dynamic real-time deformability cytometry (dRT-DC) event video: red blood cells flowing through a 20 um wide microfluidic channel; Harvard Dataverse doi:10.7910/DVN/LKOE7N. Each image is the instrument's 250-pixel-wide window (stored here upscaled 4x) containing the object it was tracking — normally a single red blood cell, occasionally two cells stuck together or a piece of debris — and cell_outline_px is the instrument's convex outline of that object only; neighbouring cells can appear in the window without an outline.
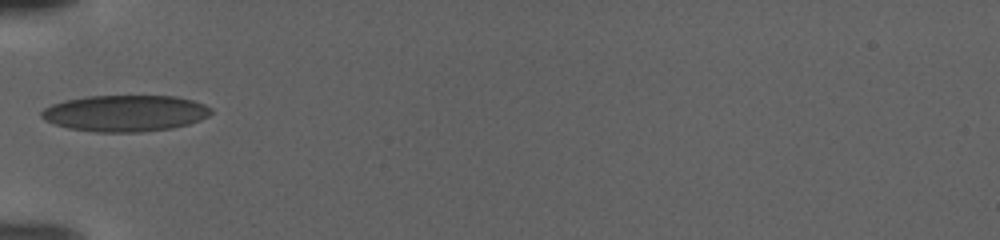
{"species": "human", "species_latin": "Homo sapiens", "temperature_condition": "warm", "stored_images_in_passage": 66, "camera_frame_rate_fps": 3000, "um_per_image_px": 0.085, "donor": {"sex": "female"}, "frame": {"image": 1, "passage_image": 1, "time_ms": 0.0, "image_size_px": [1000, 240], "cell_outline_px": [[212, 112], [208, 116], [200, 120], [188, 124], [172, 128], [140, 132], [96, 132], [68, 128], [44, 120], [40, 116], [40, 112], [44, 108], [52, 104], [64, 100], [88, 96], [176, 96], [192, 100], [204, 104], [212, 108]], "centroid_in_image_um": [10.63, 9.62], "position_along_channel_um": 74.4, "area_um2": 36.01}}
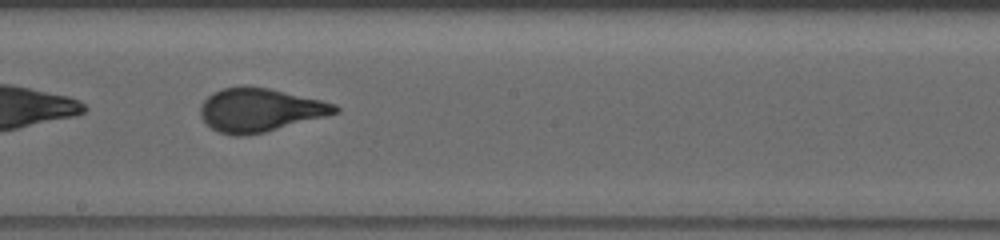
{"frame": {"image": 2, "passage_image": 24, "time_ms": 7.667, "image_size_px": [1000, 240], "cell_outline_px": [[340, 112], [264, 132], [244, 136], [236, 136], [220, 132], [212, 128], [200, 116], [200, 108], [204, 100], [212, 92], [224, 88], [244, 84], [268, 88], [320, 100], [336, 104], [340, 108]], "centroid_in_image_um": [22.06, 9.33], "position_along_channel_um": 226.1, "area_um2": 33.93}}
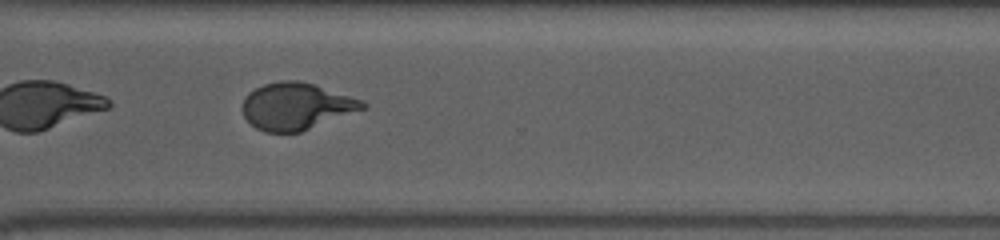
{"frame": {"image": 3, "passage_image": 42, "time_ms": 13.667, "image_size_px": [1000, 240], "cell_outline_px": [[368, 108], [300, 132], [264, 132], [256, 128], [244, 116], [240, 108], [248, 92], [264, 84], [280, 80], [300, 80], [316, 84], [364, 100], [368, 104]], "centroid_in_image_um": [25.22, 9.02], "position_along_channel_um": 345.4, "area_um2": 33.29}}